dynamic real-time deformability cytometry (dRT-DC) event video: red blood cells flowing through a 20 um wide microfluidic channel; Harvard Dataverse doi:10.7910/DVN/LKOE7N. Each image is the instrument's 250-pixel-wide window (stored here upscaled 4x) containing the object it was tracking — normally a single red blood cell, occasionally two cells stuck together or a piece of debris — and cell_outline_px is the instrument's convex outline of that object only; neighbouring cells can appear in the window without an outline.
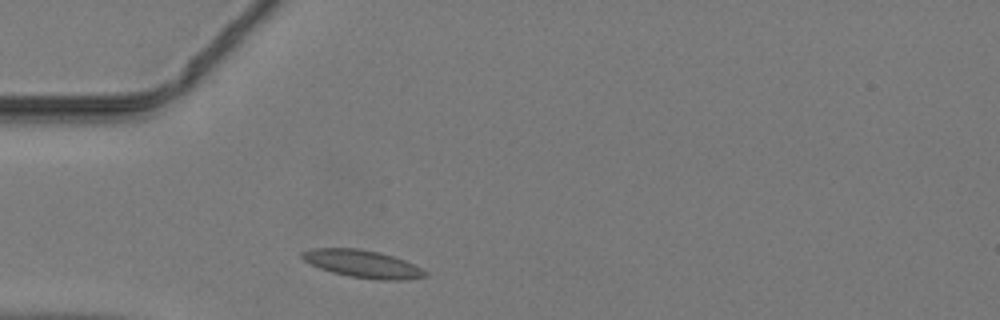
{"species": "common noctule bat (a hibernating species)", "species_latin": "Nyctalus noctula", "temperature_condition": "warm", "stored_images_in_passage": 30, "camera_frame_rate_fps": 3000, "um_per_image_px": 0.085, "animal": {"sex": "male", "body_mass_g": 19.2, "forearm_length_mm": 51.8}, "frame": {"image": 1, "passage_image": 1, "time_ms": 0.0, "image_size_px": [1000, 320], "cell_outline_px": [[428, 276], [400, 280], [380, 280], [348, 276], [332, 272], [320, 268], [304, 260], [300, 256], [300, 252], [312, 248], [360, 248], [380, 252], [404, 260], [428, 272]], "centroid_in_image_um": [30.8, 22.42], "position_along_channel_um": 54.2, "area_um2": 19.71}}
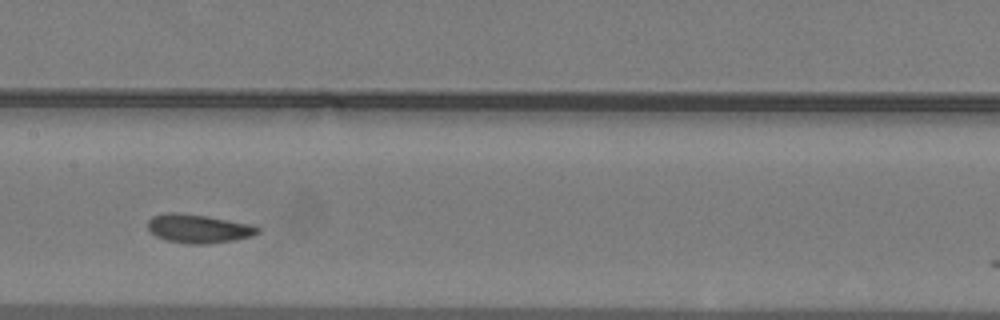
{"frame": {"image": 2, "passage_image": 11, "time_ms": 3.333, "image_size_px": [1000, 320], "cell_outline_px": [[260, 232], [252, 236], [232, 240], [204, 244], [188, 244], [164, 240], [156, 236], [148, 228], [148, 220], [152, 216], [168, 212], [180, 212], [256, 224], [260, 228]], "centroid_in_image_um": [16.89, 19.42], "position_along_channel_um": 190.5, "area_um2": 18.55}}
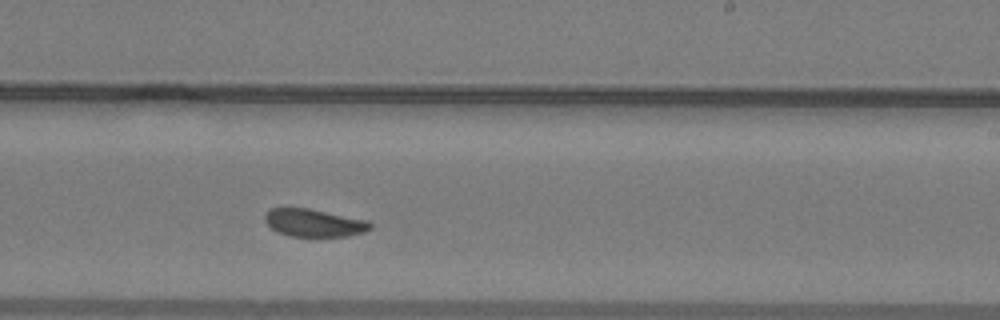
{"frame": {"image": 3, "passage_image": 16, "time_ms": 5.0, "image_size_px": [1000, 320], "cell_outline_px": [[372, 228], [364, 232], [348, 236], [292, 236], [276, 232], [264, 220], [264, 216], [272, 208], [308, 208], [368, 220], [372, 224]], "centroid_in_image_um": [26.71, 18.94], "position_along_channel_um": 262.3, "area_um2": 16.94}}